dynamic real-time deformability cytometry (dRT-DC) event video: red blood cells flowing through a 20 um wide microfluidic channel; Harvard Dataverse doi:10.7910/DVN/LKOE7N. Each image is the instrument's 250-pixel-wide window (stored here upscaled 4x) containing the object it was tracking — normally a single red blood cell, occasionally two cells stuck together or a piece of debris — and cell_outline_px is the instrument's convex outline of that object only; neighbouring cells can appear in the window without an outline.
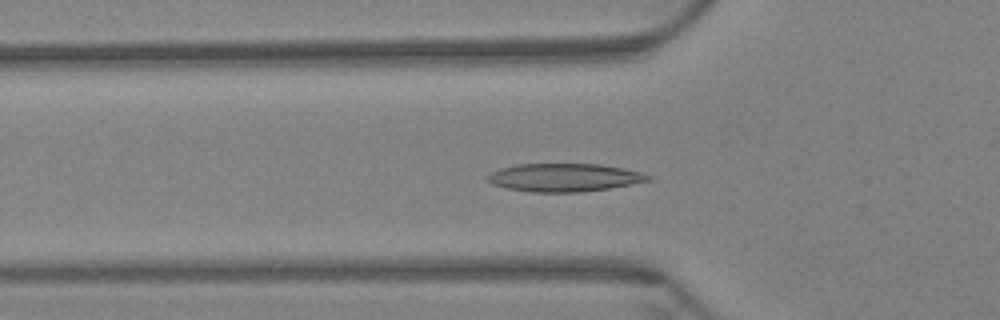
{"species": "Egyptian fruit bat (a non-hibernating species)", "species_latin": "Rousettus aegyptiacus", "temperature_condition": "warm", "stored_images_in_passage": 59, "camera_frame_rate_fps": 3000, "um_per_image_px": 0.085, "animal": {"sex": "female"}, "frame": {"image": 1, "passage_image": 20, "time_ms": 6.333, "image_size_px": [1000, 320], "cell_outline_px": [[652, 180], [608, 188], [580, 192], [532, 192], [508, 188], [492, 184], [484, 180], [484, 176], [500, 168], [516, 164], [600, 164], [640, 172], [652, 176]], "centroid_in_image_um": [47.9, 15.08], "position_along_channel_um": 77.9, "area_um2": 26.24}}
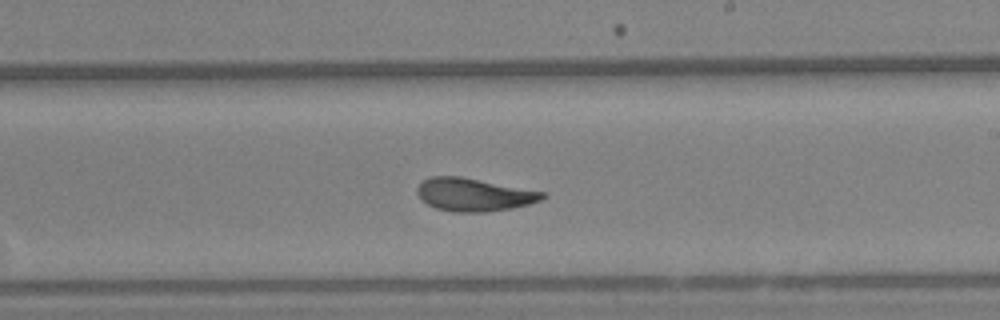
{"frame": {"image": 2, "passage_image": 35, "time_ms": 11.333, "image_size_px": [1000, 320], "cell_outline_px": [[548, 196], [540, 200], [528, 204], [512, 208], [488, 212], [452, 212], [436, 208], [420, 200], [416, 192], [416, 188], [424, 180], [432, 176], [460, 176], [548, 192]], "centroid_in_image_um": [40.3, 16.54], "position_along_channel_um": 248.7, "area_um2": 24.33}}
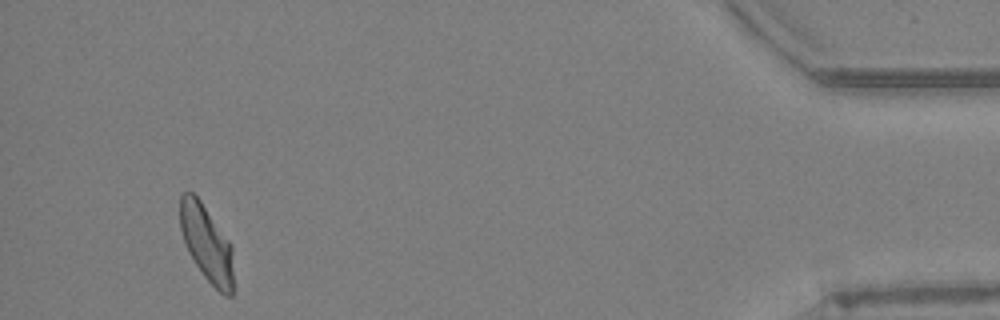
{"frame": {"image": 3, "passage_image": 56, "time_ms": 18.333, "image_size_px": [1000, 320], "cell_outline_px": [[232, 296], [224, 296], [204, 276], [188, 252], [180, 228], [180, 196], [184, 192], [192, 192], [200, 200], [232, 244]], "centroid_in_image_um": [17.56, 20.67], "position_along_channel_um": 417.6, "area_um2": 23.47}, "authors_computed_cell_mechanics": {"area_um2": 24.6806, "velocity_mm_per_s": 3.4258, "shape_relaxation_time_tau1_ms": 8.2501, "shape_relaxation_time_tau2_ms": 2.3299, "deformation_change_tau1": 0.2067, "deformation_change_tau2": 0.0808}}